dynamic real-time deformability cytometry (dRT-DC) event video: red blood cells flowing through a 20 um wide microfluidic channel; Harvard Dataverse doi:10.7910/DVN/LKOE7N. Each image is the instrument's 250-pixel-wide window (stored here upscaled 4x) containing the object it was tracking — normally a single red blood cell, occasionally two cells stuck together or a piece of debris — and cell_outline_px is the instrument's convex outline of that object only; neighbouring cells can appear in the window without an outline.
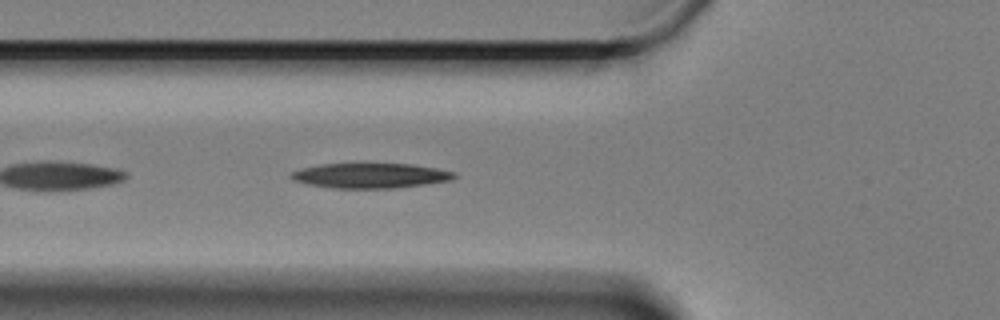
{"species": "Egyptian fruit bat (a non-hibernating species)", "species_latin": "Rousettus aegyptiacus", "temperature_condition": "cold", "stored_images_in_passage": 15, "camera_frame_rate_fps": 3000, "um_per_image_px": 0.085, "animal": {"sex": "female"}, "frame": {"image": 1, "passage_image": 5, "time_ms": 1.333, "image_size_px": [1000, 320], "cell_outline_px": [[456, 176], [452, 180], [396, 188], [336, 188], [308, 184], [296, 180], [288, 176], [292, 172], [304, 168], [320, 164], [412, 164], [436, 168], [452, 172]], "centroid_in_image_um": [31.49, 14.93], "position_along_channel_um": 94.3, "area_um2": 23.35}}
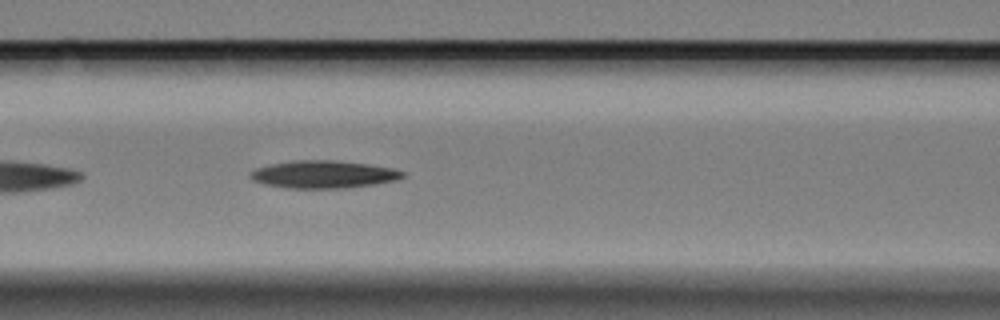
{"frame": {"image": 2, "passage_image": 9, "time_ms": 2.667, "image_size_px": [1000, 320], "cell_outline_px": [[404, 176], [396, 180], [376, 184], [344, 188], [288, 188], [264, 184], [252, 180], [248, 176], [248, 172], [256, 168], [272, 164], [296, 160], [332, 160], [368, 164], [392, 168], [404, 172]], "centroid_in_image_um": [27.46, 14.82], "position_along_channel_um": 139.1, "area_um2": 24.45}}
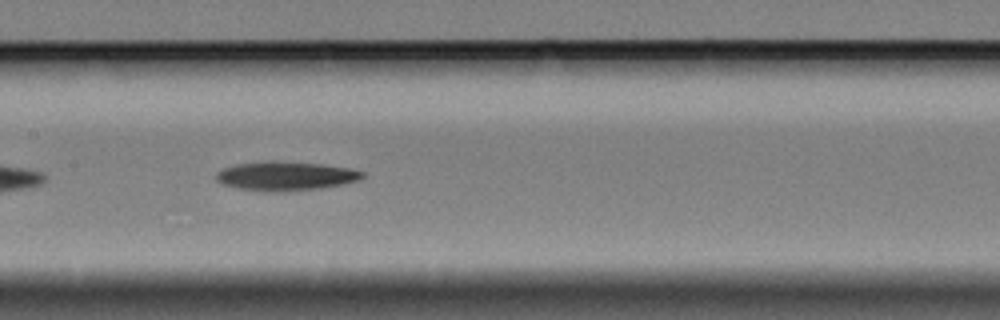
{"frame": {"image": 3, "passage_image": 13, "time_ms": 4.0, "image_size_px": [1000, 320], "cell_outline_px": [[364, 176], [360, 180], [344, 184], [320, 188], [280, 192], [240, 188], [224, 184], [216, 180], [216, 172], [224, 168], [236, 164], [268, 160], [272, 160], [324, 164], [348, 168], [364, 172]], "centroid_in_image_um": [24.31, 14.94], "position_along_channel_um": 183.1, "area_um2": 24.68}}